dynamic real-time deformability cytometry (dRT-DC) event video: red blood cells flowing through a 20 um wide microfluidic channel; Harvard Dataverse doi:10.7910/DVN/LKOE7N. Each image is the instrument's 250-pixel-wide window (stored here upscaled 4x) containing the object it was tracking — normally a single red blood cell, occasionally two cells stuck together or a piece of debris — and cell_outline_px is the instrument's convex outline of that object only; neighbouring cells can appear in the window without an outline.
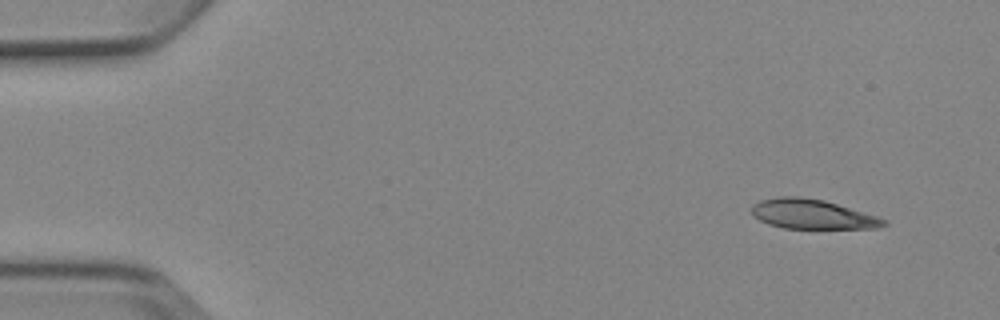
{"species": "Egyptian fruit bat (a non-hibernating species)", "species_latin": "Rousettus aegyptiacus", "temperature_condition": "cold", "stored_images_in_passage": 4, "camera_frame_rate_fps": 3000, "um_per_image_px": 0.085, "animal": {"sex": "female"}, "frame": {"image": 1, "passage_image": 1, "time_ms": 0.0, "image_size_px": [1000, 320], "cell_outline_px": [[888, 224], [876, 228], [784, 228], [768, 224], [760, 220], [752, 212], [752, 204], [760, 200], [776, 196], [800, 196], [824, 200], [876, 216], [888, 220]], "centroid_in_image_um": [69.03, 18.19], "position_along_channel_um": 16.0, "area_um2": 22.66}}
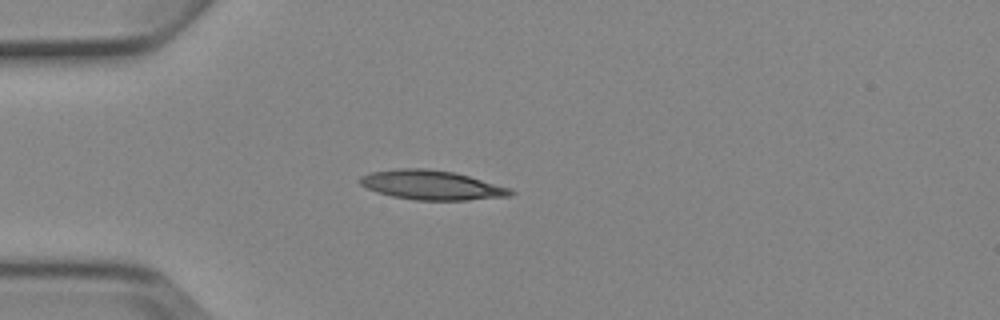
{"frame": {"image": 2, "passage_image": 4, "time_ms": 3.333, "image_size_px": [1000, 320], "cell_outline_px": [[516, 192], [512, 196], [468, 200], [416, 200], [392, 196], [368, 188], [360, 184], [360, 176], [372, 172], [400, 168], [428, 168], [456, 172], [512, 188]], "centroid_in_image_um": [36.77, 15.73], "position_along_channel_um": 48.2, "area_um2": 25.89}}